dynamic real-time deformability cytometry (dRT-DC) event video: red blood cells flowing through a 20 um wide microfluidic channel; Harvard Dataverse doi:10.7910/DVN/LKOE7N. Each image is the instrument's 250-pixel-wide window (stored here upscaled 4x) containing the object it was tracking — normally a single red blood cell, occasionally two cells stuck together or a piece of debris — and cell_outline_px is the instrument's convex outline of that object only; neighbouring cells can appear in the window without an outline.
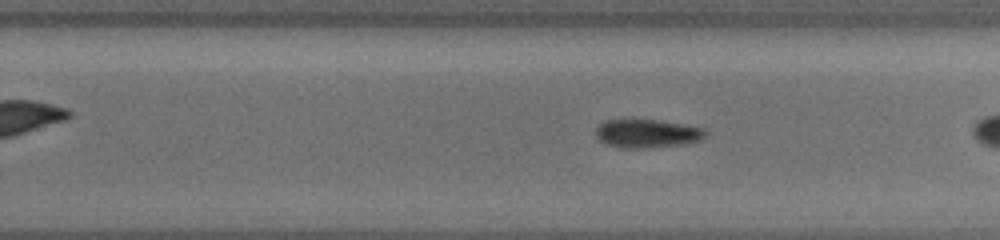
{"species": "common noctule bat (a hibernating species)", "species_latin": "Nyctalus noctula", "temperature_condition": "cold", "stored_images_in_passage": 28, "camera_frame_rate_fps": 3000, "um_per_image_px": 0.085, "animal": {"sex": "female", "body_mass_g": 19.5, "forearm_length_mm": 54.1}, "frame": {"image": 1, "passage_image": 16, "time_ms": 4.333, "image_size_px": [1000, 240], "cell_outline_px": [[708, 132], [700, 140], [684, 144], [644, 148], [624, 148], [608, 144], [600, 140], [596, 136], [596, 128], [600, 124], [608, 120], [656, 120], [704, 128]], "centroid_in_image_um": [55.02, 11.35], "position_along_channel_um": 274.8, "area_um2": 17.86}}
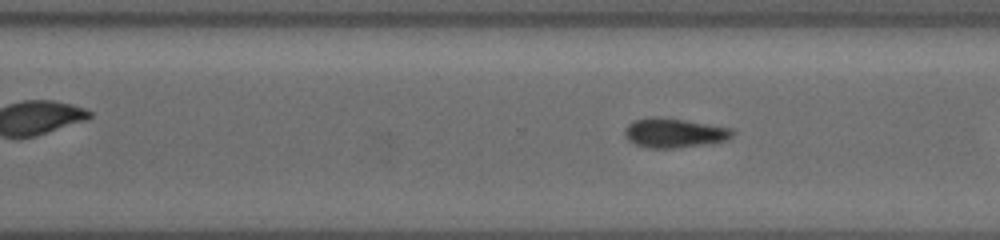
{"frame": {"image": 2, "passage_image": 21, "time_ms": 5.333, "image_size_px": [1000, 240], "cell_outline_px": [[732, 136], [724, 140], [708, 144], [672, 148], [648, 148], [636, 144], [628, 140], [624, 136], [624, 128], [628, 124], [636, 120], [684, 120], [732, 128]], "centroid_in_image_um": [57.31, 11.35], "position_along_channel_um": 313.3, "area_um2": 17.57}}